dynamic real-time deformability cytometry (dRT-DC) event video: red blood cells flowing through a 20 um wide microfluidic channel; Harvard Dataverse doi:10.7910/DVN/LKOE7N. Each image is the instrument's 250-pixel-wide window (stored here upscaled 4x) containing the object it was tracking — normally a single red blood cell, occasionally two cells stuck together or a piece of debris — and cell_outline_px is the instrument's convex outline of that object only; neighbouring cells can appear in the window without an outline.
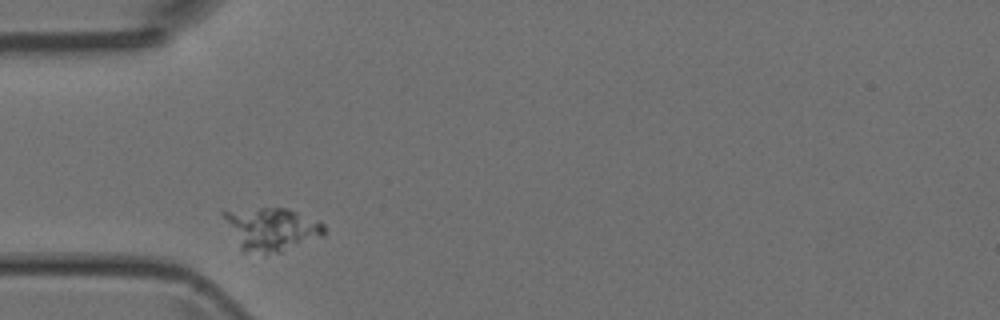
{"species": "Egyptian fruit bat (a non-hibernating species)", "species_latin": "Rousettus aegyptiacus", "temperature_condition": "room temperature", "stored_images_in_passage": 2, "camera_frame_rate_fps": 3000, "um_per_image_px": 0.085, "animal": {"sex": "female"}, "frame": {"image": 1, "passage_image": 1, "time_ms": 0.0, "image_size_px": [1000, 320], "cell_outline_px": [[324, 236], [280, 252], [264, 256], [240, 252], [220, 212], [260, 208], [288, 208], [320, 220], [324, 224]], "centroid_in_image_um": [23.05, 19.51], "position_along_channel_um": 61.9, "area_um2": 25.84}}
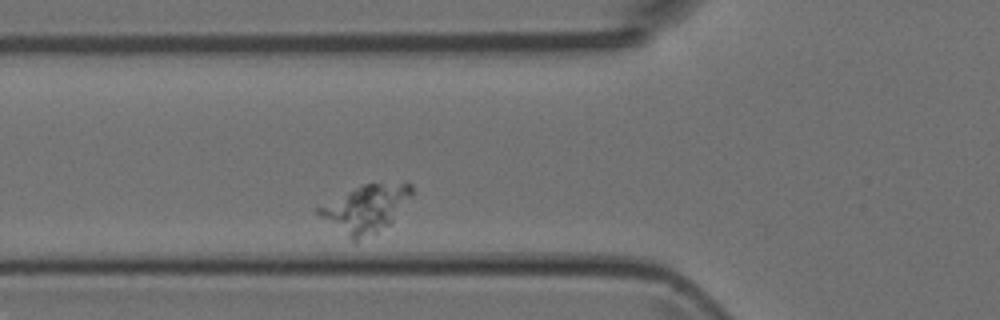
{"frame": {"image": 2, "passage_image": 2, "time_ms": 1.0, "image_size_px": [1000, 320], "cell_outline_px": [[412, 196], [392, 220], [388, 224], [376, 232], [356, 244], [320, 216], [316, 212], [316, 208], [364, 184], [408, 180], [412, 184]], "centroid_in_image_um": [31.14, 17.72], "position_along_channel_um": 94.7, "area_um2": 25.55}}